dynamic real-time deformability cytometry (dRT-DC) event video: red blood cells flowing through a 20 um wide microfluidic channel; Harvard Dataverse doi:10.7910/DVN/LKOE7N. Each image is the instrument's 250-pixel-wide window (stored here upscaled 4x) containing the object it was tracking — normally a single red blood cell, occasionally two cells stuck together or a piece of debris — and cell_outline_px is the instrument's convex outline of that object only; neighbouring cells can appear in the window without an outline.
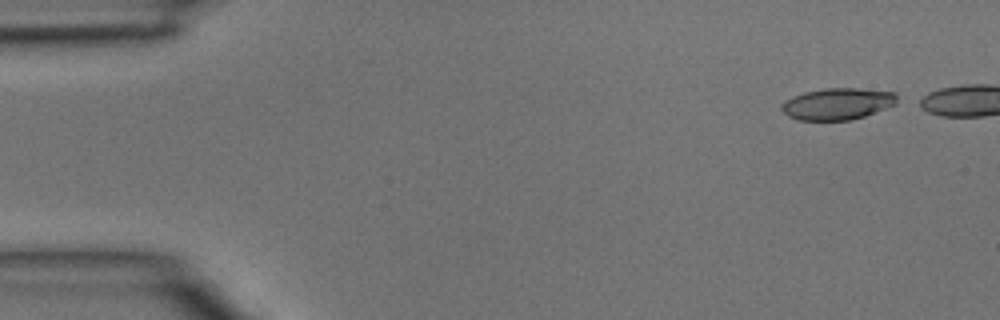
{"species": "common noctule bat (a hibernating species)", "species_latin": "Nyctalus noctula", "temperature_condition": "room temperature", "stored_images_in_passage": 3, "camera_frame_rate_fps": 3000, "um_per_image_px": 0.085, "animal": {"sex": "male", "body_mass_g": 15.6}, "frame": {"image": 1, "passage_image": 1, "time_ms": 0.0, "image_size_px": [1000, 320], "cell_outline_px": [[896, 104], [864, 116], [848, 120], [800, 120], [788, 116], [780, 108], [780, 104], [784, 100], [792, 96], [804, 92], [824, 88], [860, 88], [896, 92]], "centroid_in_image_um": [71.15, 8.81], "position_along_channel_um": 13.8, "area_um2": 21.33}}